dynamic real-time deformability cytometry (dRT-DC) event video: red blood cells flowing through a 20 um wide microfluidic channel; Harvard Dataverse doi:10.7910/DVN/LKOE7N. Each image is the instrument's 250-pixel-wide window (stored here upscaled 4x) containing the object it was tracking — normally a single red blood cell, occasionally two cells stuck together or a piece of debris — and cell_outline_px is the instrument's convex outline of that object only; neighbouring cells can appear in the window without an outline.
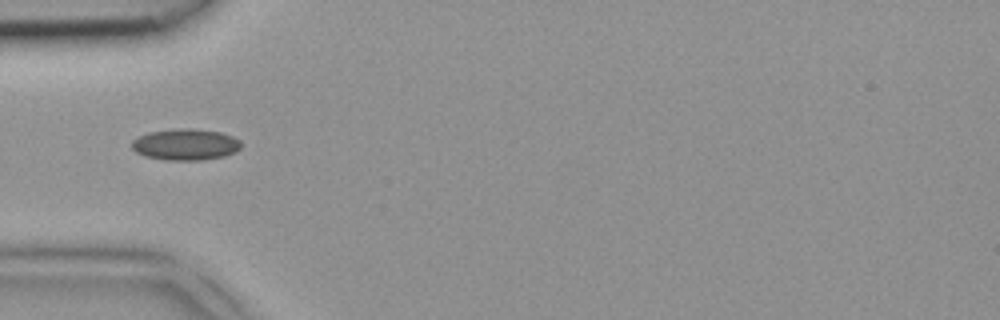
{"species": "common noctule bat (a hibernating species)", "species_latin": "Nyctalus noctula", "temperature_condition": "room temperature", "stored_images_in_passage": 2, "camera_frame_rate_fps": 3000, "um_per_image_px": 0.085, "animal": {"sex": "female", "body_mass_g": 18.4}, "frame": {"image": 1, "passage_image": 1, "time_ms": 0.0, "image_size_px": [1000, 320], "cell_outline_px": [[240, 148], [224, 156], [204, 160], [164, 160], [144, 156], [136, 152], [132, 148], [132, 140], [148, 132], [180, 128], [188, 128], [220, 132], [232, 136], [240, 140]], "centroid_in_image_um": [15.74, 12.28], "position_along_channel_um": 69.3, "area_um2": 19.88}}